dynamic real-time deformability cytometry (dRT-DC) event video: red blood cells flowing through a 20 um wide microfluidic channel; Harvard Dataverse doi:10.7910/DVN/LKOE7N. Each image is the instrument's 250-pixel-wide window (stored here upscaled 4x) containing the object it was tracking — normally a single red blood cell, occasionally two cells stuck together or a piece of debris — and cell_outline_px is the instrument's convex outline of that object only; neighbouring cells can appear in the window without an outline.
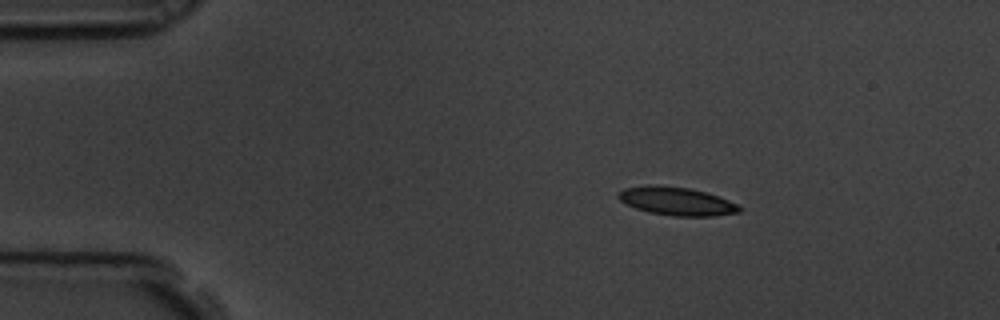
{"species": "common noctule bat (a hibernating species)", "species_latin": "Nyctalus noctula", "temperature_condition": "room temperature", "stored_images_in_passage": 4, "camera_frame_rate_fps": 3000, "um_per_image_px": 0.085, "animal": {"sex": "male", "body_mass_g": 19.5, "forearm_length_mm": 54.6}, "frame": {"image": 1, "passage_image": 2, "time_ms": 0.333, "image_size_px": [1000, 320], "cell_outline_px": [[744, 208], [740, 212], [712, 216], [672, 216], [648, 212], [636, 208], [620, 200], [616, 196], [624, 188], [652, 184], [688, 188], [704, 192], [740, 204]], "centroid_in_image_um": [57.54, 17.11], "position_along_channel_um": 27.5, "area_um2": 19.88}}